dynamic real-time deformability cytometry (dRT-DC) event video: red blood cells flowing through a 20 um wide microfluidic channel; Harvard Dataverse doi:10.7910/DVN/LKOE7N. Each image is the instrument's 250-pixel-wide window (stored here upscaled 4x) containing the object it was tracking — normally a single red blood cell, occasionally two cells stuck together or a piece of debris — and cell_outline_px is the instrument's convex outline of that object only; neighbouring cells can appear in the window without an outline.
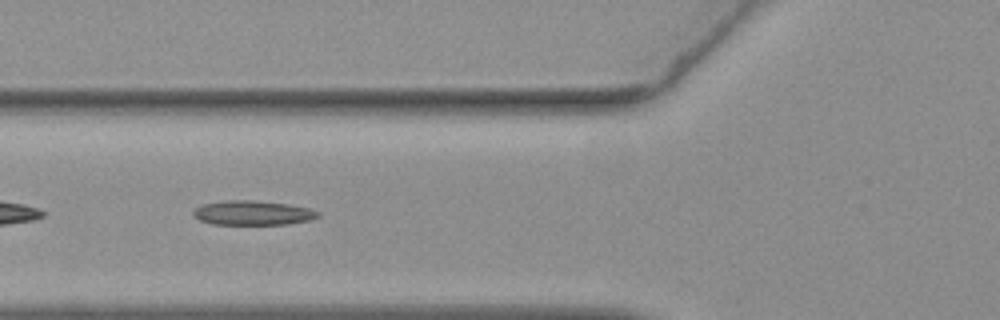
{"species": "common noctule bat (a hibernating species)", "species_latin": "Nyctalus noctula", "temperature_condition": "warm", "stored_images_in_passage": 39, "camera_frame_rate_fps": 3000, "um_per_image_px": 0.085, "animal": {"sex": "female", "body_mass_g": 19.3, "forearm_length_mm": 54.1}, "frame": {"image": 1, "passage_image": 5, "time_ms": 1.333, "image_size_px": [1000, 320], "cell_outline_px": [[320, 216], [308, 220], [284, 224], [212, 224], [200, 220], [192, 216], [192, 212], [196, 208], [204, 204], [228, 200], [256, 200], [288, 204], [308, 208], [320, 212]], "centroid_in_image_um": [21.47, 18.09], "position_along_channel_um": 104.3, "area_um2": 17.63}}
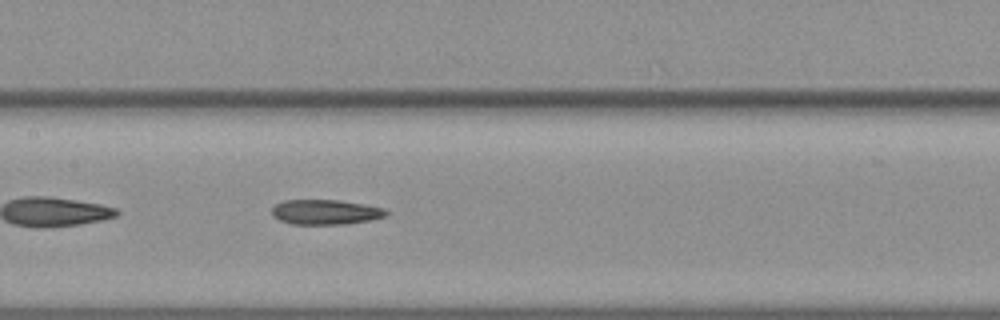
{"frame": {"image": 2, "passage_image": 11, "time_ms": 3.333, "image_size_px": [1000, 320], "cell_outline_px": [[388, 212], [384, 216], [368, 220], [344, 224], [292, 224], [280, 220], [272, 216], [272, 208], [276, 204], [284, 200], [340, 200], [364, 204], [384, 208]], "centroid_in_image_um": [27.63, 18.02], "position_along_channel_um": 179.8, "area_um2": 16.47}}
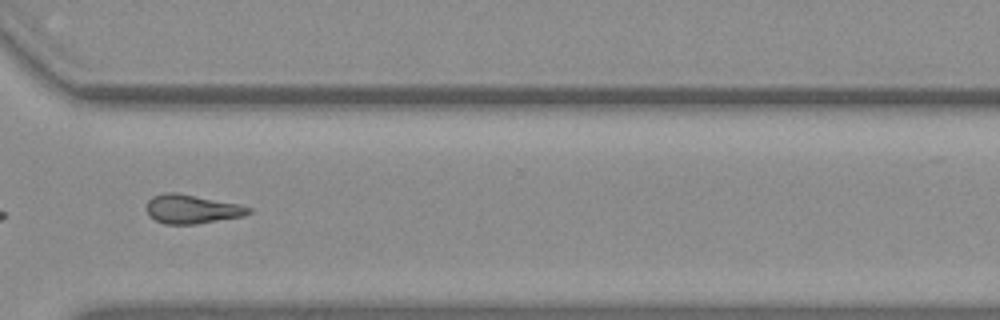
{"frame": {"image": 3, "passage_image": 25, "time_ms": 8.0, "image_size_px": [1000, 320], "cell_outline_px": [[252, 212], [244, 216], [196, 224], [164, 224], [148, 216], [144, 208], [148, 200], [152, 196], [164, 192], [176, 192], [240, 204], [252, 208]], "centroid_in_image_um": [16.28, 17.77], "position_along_channel_um": 354.3, "area_um2": 17.51}, "authors_computed_cell_mechanics": {"area_um2": 16.9932, "velocity_mm_per_s": 3.7531, "shape_relaxation_time_tau1_ms": null, "shape_relaxation_time_tau2_ms": 3.8282, "deformation_change_tau1": null, "deformation_change_tau2": 0.119}}